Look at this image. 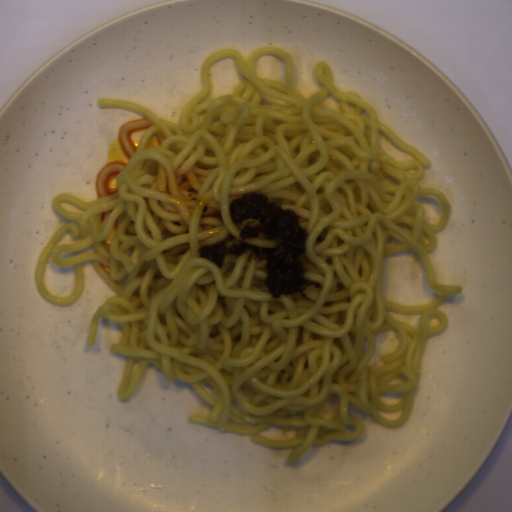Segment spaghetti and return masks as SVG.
<instances>
[{
    "instance_id": "obj_1",
    "label": "spaghetti",
    "mask_w": 512,
    "mask_h": 512,
    "mask_svg": "<svg viewBox=\"0 0 512 512\" xmlns=\"http://www.w3.org/2000/svg\"><path fill=\"white\" fill-rule=\"evenodd\" d=\"M285 61L286 87L255 76L259 56ZM234 58L242 75L232 94L202 102L212 88V64ZM294 59L278 47L254 48L245 61L218 49L200 65L202 89L178 124L124 99H96L101 108L145 119L121 125L117 142L126 165H104L100 199L57 194L52 205L67 220L40 254L33 283L41 297L67 307L84 292V262L116 292L91 316L86 345L96 344L99 320L119 323L112 354L128 356L117 396L133 397L152 364L179 379L212 406L189 423L250 436L253 444L292 448V464L312 446L359 439L366 424L349 416V403L378 424L400 428L418 387L427 339L446 331L437 309L462 285L437 284L428 253L453 212L447 196L419 181L430 160L380 122L372 105L336 88L331 66L316 62L322 90H293ZM331 93L343 112L323 104ZM202 102V103H200ZM200 103V104H199ZM379 130L416 160L398 162L379 147ZM436 196L439 224L424 221L419 196ZM70 202L84 214L59 206ZM80 241L57 245L67 230ZM93 245L95 253L61 259ZM57 245V246H56ZM419 254L433 290L427 305L381 298L383 256ZM51 259L72 267L75 288L58 298L46 291ZM422 314L419 332L391 317ZM396 328L398 350L371 369L374 335ZM383 404L379 393H404ZM333 394L332 420L314 415ZM399 419H385L379 409ZM300 426L296 438L258 435L271 425Z\"/></svg>"
}]
</instances>
